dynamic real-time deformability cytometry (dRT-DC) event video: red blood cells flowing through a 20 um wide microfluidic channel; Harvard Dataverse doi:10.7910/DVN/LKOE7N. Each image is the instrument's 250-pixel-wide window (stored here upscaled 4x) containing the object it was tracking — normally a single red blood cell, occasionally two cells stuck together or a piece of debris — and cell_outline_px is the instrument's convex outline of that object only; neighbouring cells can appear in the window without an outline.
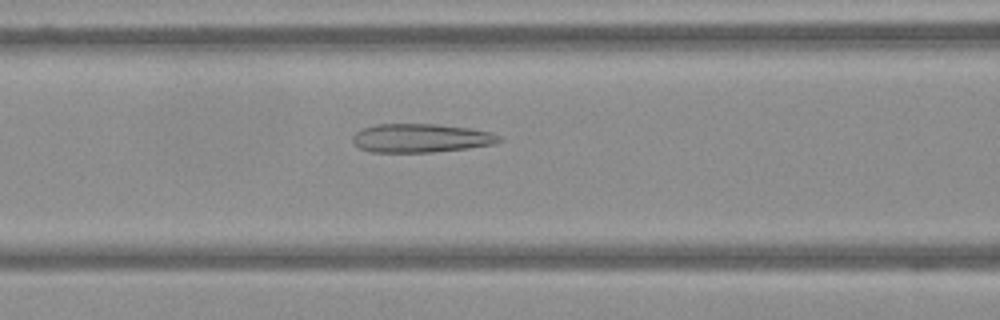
{"species": "Egyptian fruit bat (a non-hibernating species)", "species_latin": "Rousettus aegyptiacus", "temperature_condition": "warm", "stored_images_in_passage": 64, "camera_frame_rate_fps": 3000, "um_per_image_px": 0.085, "frame": {"image": 1, "passage_image": 27, "time_ms": 8.667, "image_size_px": [1000, 320], "cell_outline_px": [[504, 140], [492, 144], [468, 148], [432, 152], [372, 152], [360, 148], [352, 140], [352, 136], [356, 132], [364, 128], [376, 124], [436, 124], [472, 128], [492, 132], [500, 136]], "centroid_in_image_um": [35.81, 11.73], "position_along_channel_um": 130.8, "area_um2": 24.51}}
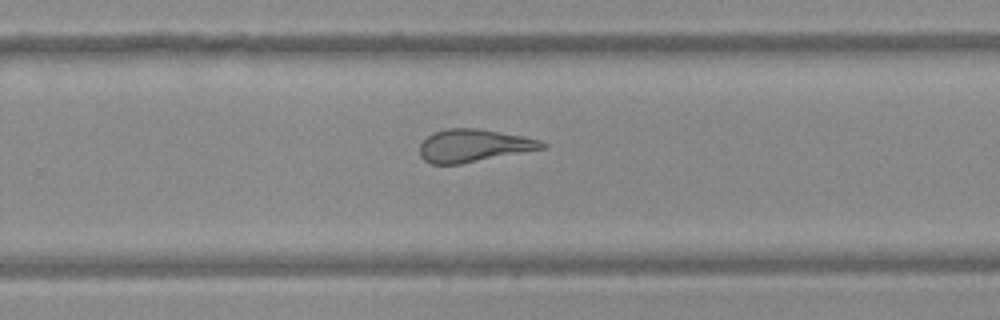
{"frame": {"image": 2, "passage_image": 42, "time_ms": 13.667, "image_size_px": [1000, 320], "cell_outline_px": [[548, 144], [544, 148], [460, 164], [432, 164], [424, 160], [420, 156], [420, 144], [432, 132], [448, 128], [476, 128], [524, 136], [540, 140]], "centroid_in_image_um": [40.24, 12.37], "position_along_channel_um": 289.6, "area_um2": 23.18}}
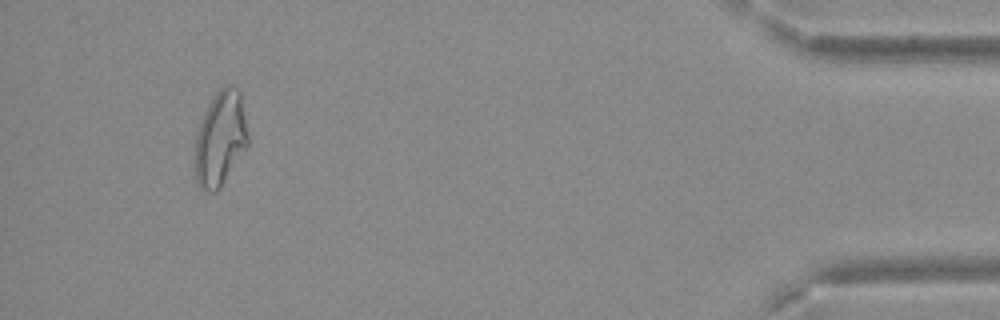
{"frame": {"image": 3, "passage_image": 60, "time_ms": 19.667, "image_size_px": [1000, 320], "cell_outline_px": [[248, 144], [220, 188], [216, 192], [204, 192], [200, 188], [196, 180], [192, 156], [196, 136], [200, 120], [208, 104], [216, 92], [224, 84], [232, 84], [240, 92], [248, 132]], "centroid_in_image_um": [18.68, 11.79], "position_along_channel_um": 416.5, "area_um2": 29.82}}